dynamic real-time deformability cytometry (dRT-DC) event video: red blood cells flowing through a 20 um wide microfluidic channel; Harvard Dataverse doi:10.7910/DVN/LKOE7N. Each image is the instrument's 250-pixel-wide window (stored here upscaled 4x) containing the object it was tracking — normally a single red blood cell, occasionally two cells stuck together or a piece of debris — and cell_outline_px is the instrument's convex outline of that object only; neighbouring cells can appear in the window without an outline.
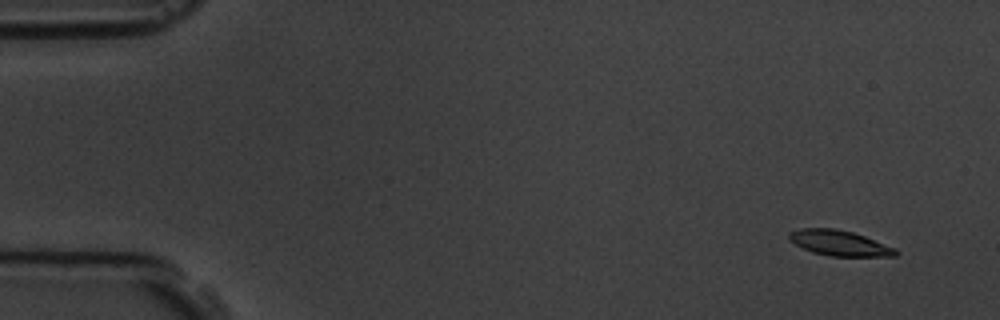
{"species": "common noctule bat (a hibernating species)", "species_latin": "Nyctalus noctula", "temperature_condition": "room temperature", "stored_images_in_passage": 4, "camera_frame_rate_fps": 3000, "um_per_image_px": 0.085, "animal": {"sex": "male", "body_mass_g": 19.5, "forearm_length_mm": 54.6}, "frame": {"image": 1, "passage_image": 1, "time_ms": 0.0, "image_size_px": [1000, 320], "cell_outline_px": [[900, 252], [896, 256], [832, 256], [812, 252], [788, 240], [788, 232], [800, 228], [836, 228], [852, 232], [864, 236], [896, 248]], "centroid_in_image_um": [71.35, 20.65], "position_along_channel_um": 13.7, "area_um2": 15.78}}
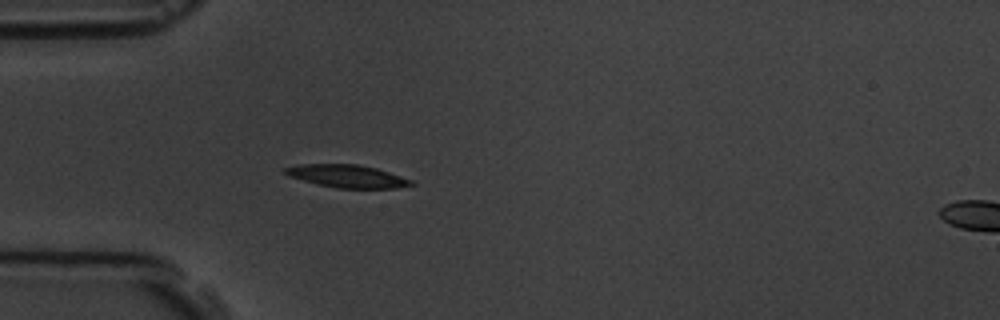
{"frame": {"image": 2, "passage_image": 4, "time_ms": 4.333, "image_size_px": [1000, 320], "cell_outline_px": [[416, 184], [396, 188], [336, 188], [316, 184], [288, 176], [284, 172], [284, 168], [296, 164], [356, 164], [376, 168], [412, 180]], "centroid_in_image_um": [29.48, 14.97], "position_along_channel_um": 55.5, "area_um2": 16.7}}